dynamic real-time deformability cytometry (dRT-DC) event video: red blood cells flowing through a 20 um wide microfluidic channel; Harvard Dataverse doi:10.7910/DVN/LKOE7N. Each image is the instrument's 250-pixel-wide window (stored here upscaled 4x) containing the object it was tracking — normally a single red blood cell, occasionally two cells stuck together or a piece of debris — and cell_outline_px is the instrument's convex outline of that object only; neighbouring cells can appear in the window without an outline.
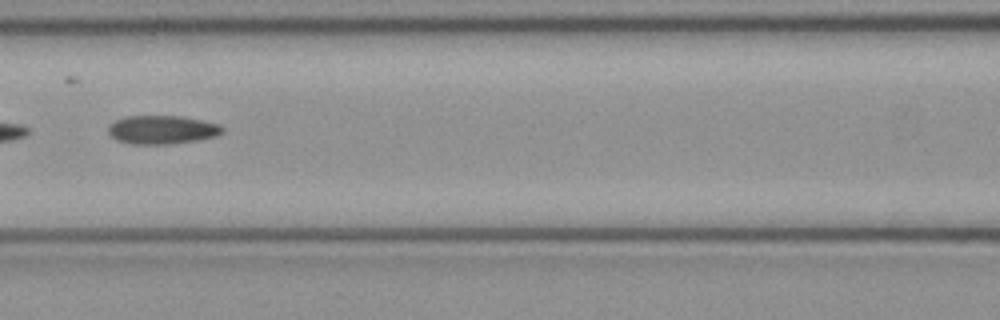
{"species": "common noctule bat (a hibernating species)", "species_latin": "Nyctalus noctula", "temperature_condition": "cold", "stored_images_in_passage": 9, "camera_frame_rate_fps": 3000, "um_per_image_px": 0.085, "animal": {"sex": "female", "body_mass_g": 21.9}, "frame": {"image": 1, "passage_image": 6, "time_ms": 1.667, "image_size_px": [1000, 320], "cell_outline_px": [[224, 132], [216, 136], [200, 140], [168, 144], [132, 144], [116, 140], [108, 132], [108, 124], [124, 116], [180, 116], [220, 124], [224, 128]], "centroid_in_image_um": [13.78, 11.03], "position_along_channel_um": 152.8, "area_um2": 19.13}}
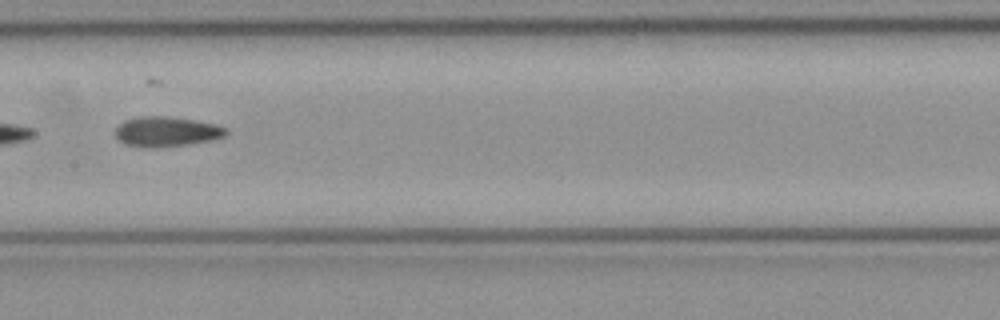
{"frame": {"image": 2, "passage_image": 7, "time_ms": 2.0, "image_size_px": [1000, 320], "cell_outline_px": [[228, 132], [224, 136], [212, 140], [188, 144], [152, 148], [144, 148], [124, 144], [116, 136], [116, 128], [124, 120], [140, 116], [168, 116], [196, 120], [216, 124], [228, 128]], "centroid_in_image_um": [14.16, 11.18], "position_along_channel_um": 193.2, "area_um2": 19.48}}